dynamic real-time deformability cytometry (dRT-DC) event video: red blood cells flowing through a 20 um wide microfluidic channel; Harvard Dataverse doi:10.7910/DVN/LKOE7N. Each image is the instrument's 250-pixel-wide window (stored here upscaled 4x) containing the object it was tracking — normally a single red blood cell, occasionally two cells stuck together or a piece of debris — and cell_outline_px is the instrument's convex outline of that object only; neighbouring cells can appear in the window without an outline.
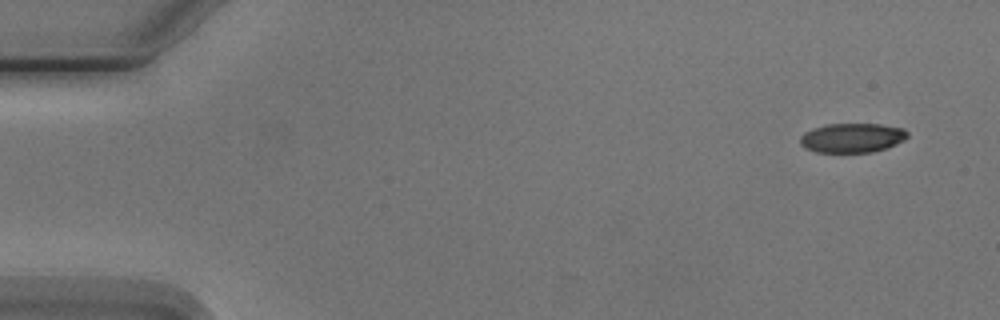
{"species": "Egyptian fruit bat (a non-hibernating species)", "species_latin": "Rousettus aegyptiacus", "temperature_condition": "cold", "stored_images_in_passage": 3, "camera_frame_rate_fps": 3000, "um_per_image_px": 0.085, "animal": {"sex": "male"}, "frame": {"image": 1, "passage_image": 1, "time_ms": 0.0, "image_size_px": [1000, 320], "cell_outline_px": [[908, 136], [904, 140], [896, 144], [872, 152], [816, 152], [804, 148], [800, 144], [800, 136], [804, 132], [812, 128], [828, 124], [880, 124], [904, 128], [908, 132]], "centroid_in_image_um": [72.41, 11.71], "position_along_channel_um": 12.6, "area_um2": 18.44}}